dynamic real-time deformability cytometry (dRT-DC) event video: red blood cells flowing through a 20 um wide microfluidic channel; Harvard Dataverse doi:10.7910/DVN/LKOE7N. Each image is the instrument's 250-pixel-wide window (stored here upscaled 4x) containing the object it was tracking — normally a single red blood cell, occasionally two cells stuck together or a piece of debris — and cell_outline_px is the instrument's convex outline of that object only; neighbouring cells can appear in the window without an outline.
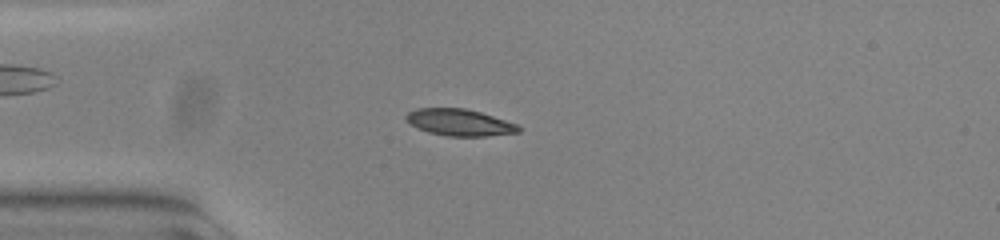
{"species": "common noctule bat (a hibernating species)", "species_latin": "Nyctalus noctula", "temperature_condition": "warm", "stored_images_in_passage": 48, "camera_frame_rate_fps": 3000, "um_per_image_px": 0.085, "animal": {"sex": "female", "body_mass_g": 23.0, "forearm_length_mm": 53.4}, "frame": {"image": 1, "passage_image": 8, "time_ms": 2.333, "image_size_px": [1000, 240], "cell_outline_px": [[520, 132], [484, 136], [448, 136], [428, 132], [404, 120], [404, 116], [408, 112], [416, 108], [464, 108], [480, 112], [516, 124], [520, 128]], "centroid_in_image_um": [39.02, 10.4], "position_along_channel_um": 46.0, "area_um2": 17.28}}
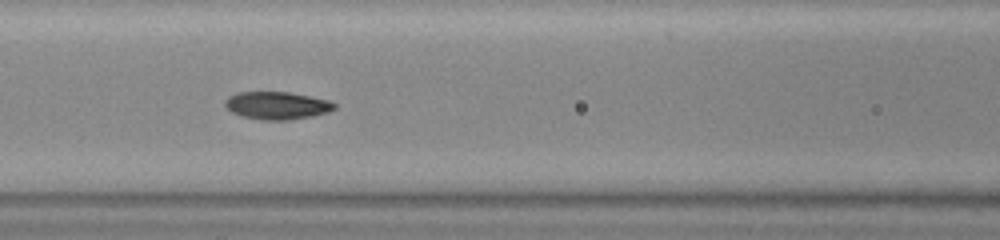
{"frame": {"image": 2, "passage_image": 17, "time_ms": 5.333, "image_size_px": [1000, 240], "cell_outline_px": [[336, 108], [328, 112], [312, 116], [288, 120], [264, 120], [244, 116], [232, 112], [224, 104], [224, 100], [228, 96], [240, 92], [288, 92], [328, 100], [336, 104]], "centroid_in_image_um": [23.54, 8.96], "position_along_channel_um": 143.1, "area_um2": 17.46}}
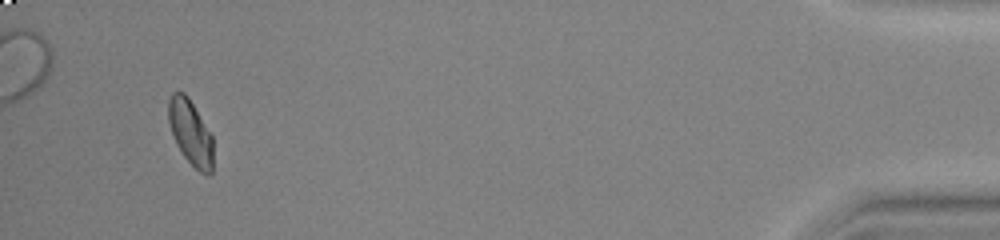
{"frame": {"image": 3, "passage_image": 45, "time_ms": 14.667, "image_size_px": [1000, 240], "cell_outline_px": [[212, 172], [208, 176], [200, 172], [184, 156], [176, 144], [168, 120], [168, 100], [172, 92], [184, 92], [188, 96], [212, 136]], "centroid_in_image_um": [16.18, 11.25], "position_along_channel_um": 419.0, "area_um2": 16.76}, "authors_computed_cell_mechanics": {"area_um2": 17.2533, "velocity_mm_per_s": 3.799, "shape_relaxation_time_tau1_ms": 3.8684, "shape_relaxation_time_tau2_ms": 2.189, "deformation_change_tau1": 0.1555, "deformation_change_tau2": 0.0495}}